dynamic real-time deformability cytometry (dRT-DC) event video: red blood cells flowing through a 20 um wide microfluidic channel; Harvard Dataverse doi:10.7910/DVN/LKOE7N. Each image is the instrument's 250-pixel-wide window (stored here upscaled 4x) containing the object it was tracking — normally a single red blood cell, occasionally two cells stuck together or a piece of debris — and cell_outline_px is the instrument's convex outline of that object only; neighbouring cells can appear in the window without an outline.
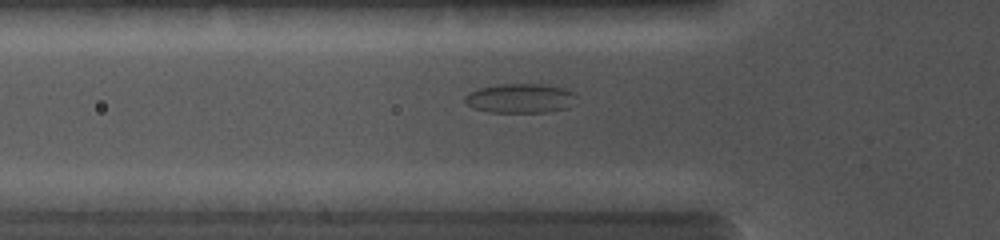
{"species": "common noctule bat (a hibernating species)", "species_latin": "Nyctalus noctula", "temperature_condition": "cold", "stored_images_in_passage": 27, "camera_frame_rate_fps": 5000, "um_per_image_px": 0.085, "animal": {"sex": "female", "body_mass_g": 19.0, "forearm_length_mm": 56.7}, "frame": {"image": 1, "passage_image": 2, "time_ms": 0.4, "image_size_px": [1000, 240], "cell_outline_px": [[576, 96], [564, 108], [544, 112], [488, 112], [472, 108], [464, 100], [464, 96], [468, 92], [480, 88], [500, 84], [540, 84], [564, 88], [572, 92]], "centroid_in_image_um": [44.13, 8.35], "position_along_channel_um": 81.7, "area_um2": 18.73}}
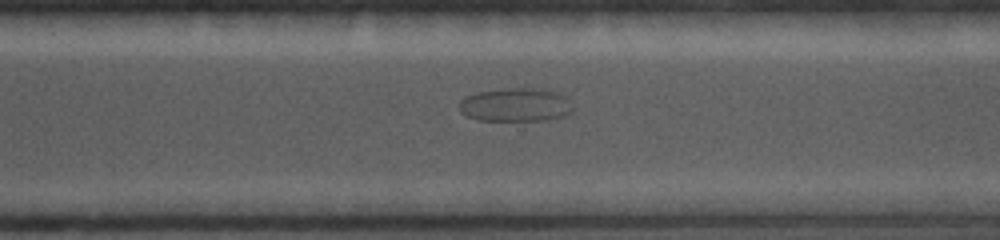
{"frame": {"image": 2, "passage_image": 20, "time_ms": 6.6, "image_size_px": [1000, 240], "cell_outline_px": [[572, 112], [568, 116], [548, 120], [476, 120], [460, 112], [460, 100], [476, 92], [508, 88], [544, 88], [560, 92], [568, 100], [572, 108]], "centroid_in_image_um": [43.87, 8.91], "position_along_channel_um": 326.7, "area_um2": 22.43}}
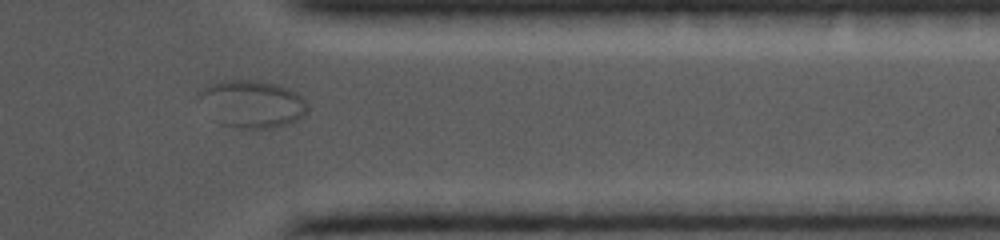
{"frame": {"image": 3, "passage_image": 23, "time_ms": 8.2, "image_size_px": [1000, 240], "cell_outline_px": [[308, 108], [304, 116], [300, 120], [292, 124], [276, 128], [240, 128], [220, 124], [196, 96], [200, 88], [208, 84], [220, 80], [252, 80], [276, 84], [288, 88], [296, 92], [308, 104]], "centroid_in_image_um": [21.45, 8.83], "position_along_channel_um": 390.0, "area_um2": 30.23}}